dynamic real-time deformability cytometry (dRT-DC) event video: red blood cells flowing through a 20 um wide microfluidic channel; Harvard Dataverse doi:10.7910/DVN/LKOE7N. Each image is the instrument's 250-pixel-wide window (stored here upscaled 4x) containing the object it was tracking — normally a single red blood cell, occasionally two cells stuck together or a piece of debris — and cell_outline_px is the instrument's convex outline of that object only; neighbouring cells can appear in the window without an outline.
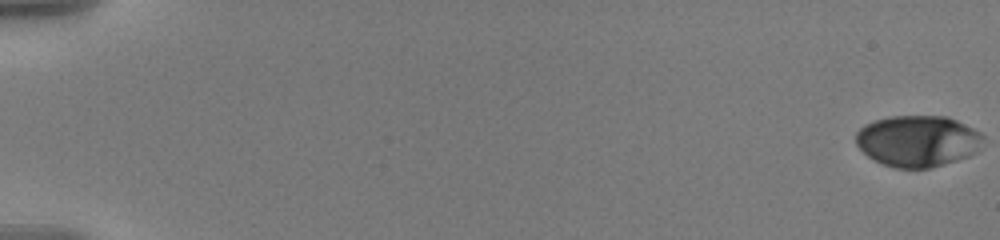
{"species": "human", "species_latin": "Homo sapiens", "temperature_condition": "warm", "stored_images_in_passage": 59, "camera_frame_rate_fps": 3000, "um_per_image_px": 0.085, "donor": {"sex": "male"}, "frame": {"image": 1, "passage_image": 1, "time_ms": 0.0, "image_size_px": [1000, 240], "cell_outline_px": [[984, 140], [976, 152], [968, 156], [932, 168], [892, 168], [868, 156], [856, 144], [856, 132], [864, 124], [888, 116], [948, 116], [980, 132], [984, 136]], "centroid_in_image_um": [78.01, 11.98], "position_along_channel_um": 7.0, "area_um2": 38.09}}
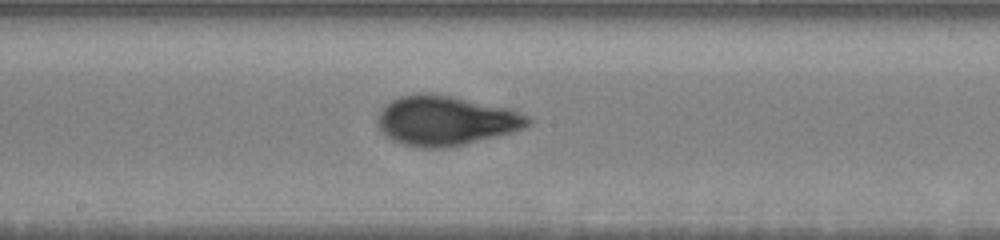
{"frame": {"image": 2, "passage_image": 34, "time_ms": 11.0, "image_size_px": [1000, 240], "cell_outline_px": [[532, 124], [524, 128], [452, 148], [428, 148], [404, 144], [392, 140], [380, 128], [376, 120], [376, 116], [384, 104], [400, 96], [416, 92], [432, 92], [512, 108], [528, 116], [532, 120]], "centroid_in_image_um": [37.89, 10.23], "position_along_channel_um": 210.3, "area_um2": 43.99}}
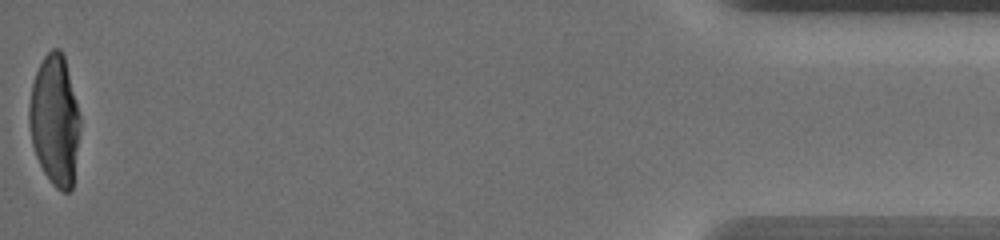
{"frame": {"image": 3, "passage_image": 59, "time_ms": 19.333, "image_size_px": [1000, 240], "cell_outline_px": [[80, 124], [72, 188], [68, 192], [64, 192], [56, 188], [52, 184], [44, 172], [36, 156], [32, 144], [28, 124], [28, 104], [32, 84], [36, 72], [44, 56], [52, 48], [60, 48], [64, 56], [80, 116]], "centroid_in_image_um": [4.63, 10.21], "position_along_channel_um": 430.6, "area_um2": 38.49}, "authors_computed_cell_mechanics": {"area_um2": 40.171, "velocity_mm_per_s": 3.5855, "shape_relaxation_time_tau1_ms": 3.9852, "shape_relaxation_time_tau2_ms": 0.8326, "deformation_change_tau1": 0.1723, "deformation_change_tau2": 0.0509}}